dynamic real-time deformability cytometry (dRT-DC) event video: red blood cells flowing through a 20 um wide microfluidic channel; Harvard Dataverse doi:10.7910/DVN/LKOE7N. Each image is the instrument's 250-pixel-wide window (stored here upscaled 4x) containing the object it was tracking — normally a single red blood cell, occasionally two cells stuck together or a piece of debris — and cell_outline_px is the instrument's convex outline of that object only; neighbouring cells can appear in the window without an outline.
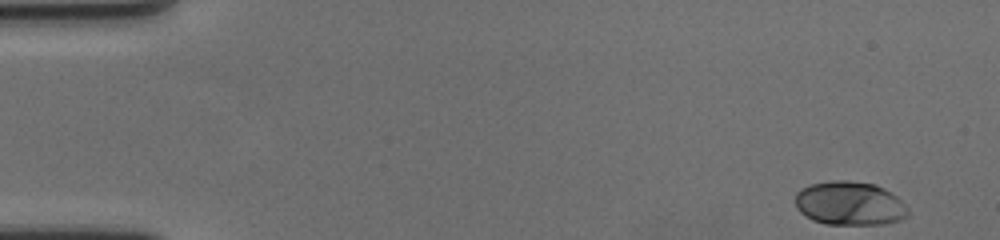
{"species": "human", "species_latin": "Homo sapiens", "temperature_condition": "cold", "stored_images_in_passage": 56, "camera_frame_rate_fps": 3000, "um_per_image_px": 0.085, "donor": {"sex": "female"}, "frame": {"image": 1, "passage_image": 1, "time_ms": 0.0, "image_size_px": [1000, 240], "cell_outline_px": [[908, 216], [900, 220], [884, 224], [824, 224], [812, 220], [804, 216], [796, 208], [796, 192], [800, 188], [808, 184], [832, 180], [848, 180], [876, 184], [884, 188], [896, 196], [908, 208]], "centroid_in_image_um": [72.19, 17.28], "position_along_channel_um": 12.8, "area_um2": 29.13}}
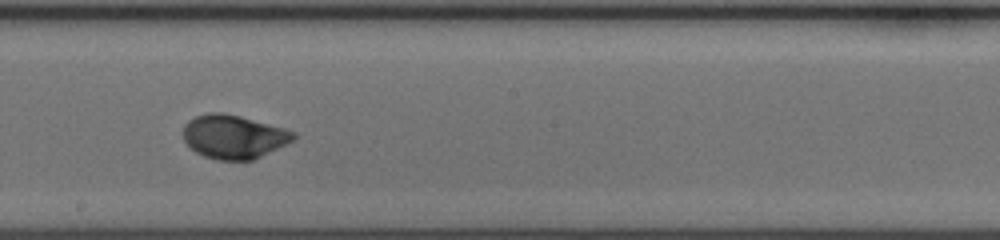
{"frame": {"image": 2, "passage_image": 31, "time_ms": 10.0, "image_size_px": [1000, 240], "cell_outline_px": [[296, 136], [292, 140], [252, 160], [216, 160], [204, 156], [196, 152], [184, 140], [180, 132], [184, 124], [188, 120], [196, 116], [208, 112], [224, 112], [240, 116], [284, 128], [296, 132]], "centroid_in_image_um": [19.79, 11.6], "position_along_channel_um": 228.4, "area_um2": 28.03}}
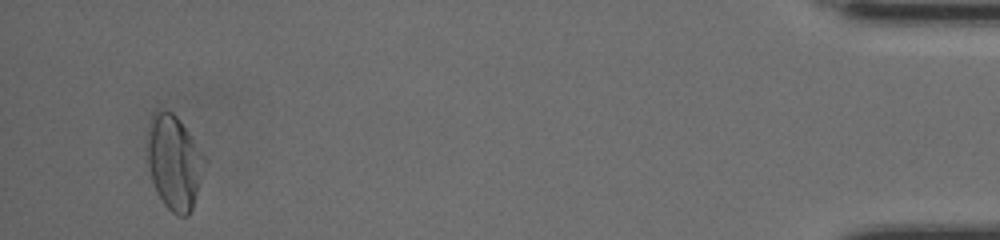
{"frame": {"image": 3, "passage_image": 54, "time_ms": 17.667, "image_size_px": [1000, 240], "cell_outline_px": [[208, 160], [192, 208], [188, 216], [180, 216], [172, 212], [164, 204], [156, 192], [144, 156], [148, 128], [152, 112], [172, 112], [180, 120]], "centroid_in_image_um": [14.78, 13.8], "position_along_channel_um": 420.4, "area_um2": 32.02}, "authors_computed_cell_mechanics": {"area_um2": 27.9752, "velocity_mm_per_s": 3.5165, "shape_relaxation_time_tau1_ms": 3.3152, "shape_relaxation_time_tau2_ms": null, "deformation_change_tau1": 0.1627, "deformation_change_tau2": null}}